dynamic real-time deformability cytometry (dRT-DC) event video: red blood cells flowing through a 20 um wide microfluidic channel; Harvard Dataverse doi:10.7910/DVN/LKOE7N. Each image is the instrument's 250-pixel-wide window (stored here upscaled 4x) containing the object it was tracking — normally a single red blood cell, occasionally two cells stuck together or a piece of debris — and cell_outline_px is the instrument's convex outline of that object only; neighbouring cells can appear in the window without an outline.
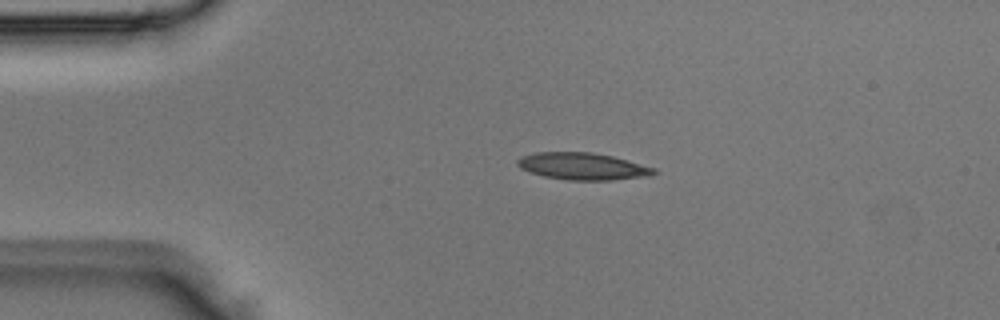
{"species": "Egyptian fruit bat (a non-hibernating species)", "species_latin": "Rousettus aegyptiacus", "temperature_condition": "room temperature", "stored_images_in_passage": 40, "camera_frame_rate_fps": 3000, "um_per_image_px": 0.085, "animal": {"sex": "male"}, "frame": {"image": 1, "passage_image": 1, "time_ms": 0.0, "image_size_px": [1000, 320], "cell_outline_px": [[660, 172], [652, 176], [612, 180], [568, 180], [544, 176], [528, 172], [520, 168], [516, 164], [516, 160], [520, 156], [536, 152], [592, 152], [612, 156], [628, 160], [656, 168]], "centroid_in_image_um": [49.55, 14.14], "position_along_channel_um": 35.5, "area_um2": 21.85}}
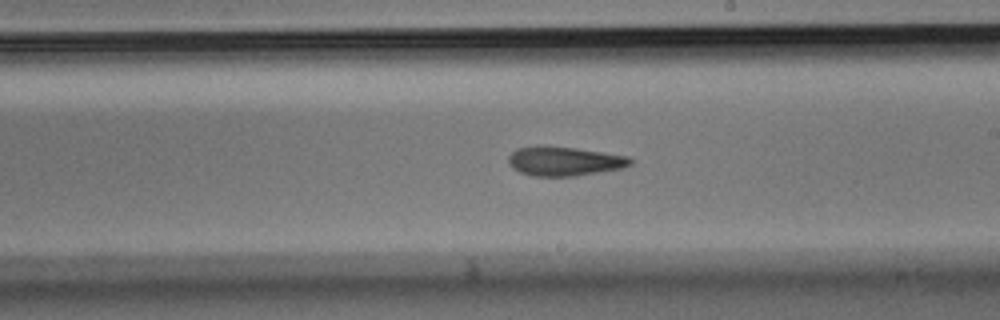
{"frame": {"image": 2, "passage_image": 19, "time_ms": 6.0, "image_size_px": [1000, 320], "cell_outline_px": [[632, 164], [624, 168], [576, 176], [532, 176], [520, 172], [512, 168], [508, 164], [508, 156], [516, 148], [544, 144], [576, 148], [628, 156], [632, 160]], "centroid_in_image_um": [47.93, 13.69], "position_along_channel_um": 241.1, "area_um2": 21.15}}
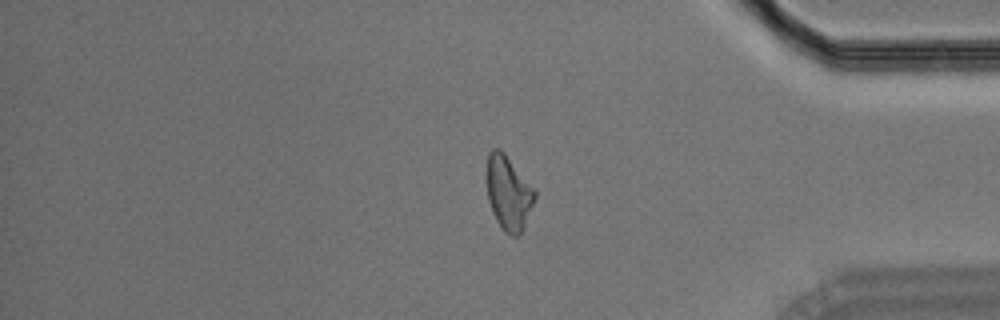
{"frame": {"image": 3, "passage_image": 32, "time_ms": 10.333, "image_size_px": [1000, 320], "cell_outline_px": [[536, 196], [524, 228], [520, 236], [512, 236], [504, 232], [496, 220], [492, 212], [488, 200], [484, 176], [484, 172], [488, 152], [492, 148], [500, 148], [504, 152], [536, 188]], "centroid_in_image_um": [43.19, 16.35], "position_along_channel_um": 392.0, "area_um2": 21.73}}